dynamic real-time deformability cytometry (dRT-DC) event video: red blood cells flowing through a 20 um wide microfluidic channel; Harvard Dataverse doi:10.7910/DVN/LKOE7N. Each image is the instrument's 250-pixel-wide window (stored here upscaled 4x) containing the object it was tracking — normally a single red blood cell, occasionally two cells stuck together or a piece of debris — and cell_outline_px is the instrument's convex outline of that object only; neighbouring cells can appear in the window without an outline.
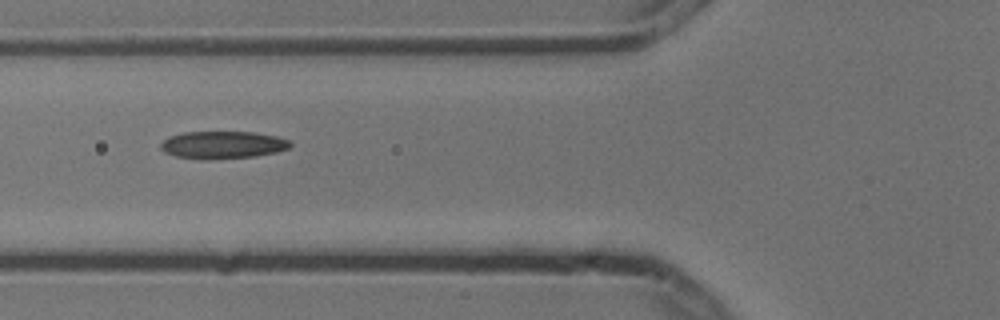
{"species": "common noctule bat (a hibernating species)", "species_latin": "Nyctalus noctula", "temperature_condition": "cold", "stored_images_in_passage": 8, "camera_frame_rate_fps": 3000, "um_per_image_px": 0.085, "animal": {"sex": "male", "body_mass_g": 13.3}, "frame": {"image": 1, "passage_image": 3, "time_ms": 0.667, "image_size_px": [1000, 320], "cell_outline_px": [[292, 144], [288, 148], [276, 152], [252, 156], [176, 156], [164, 152], [160, 148], [160, 144], [168, 136], [184, 132], [252, 132], [276, 136], [288, 140]], "centroid_in_image_um": [18.94, 12.25], "position_along_channel_um": 106.9, "area_um2": 19.54}}
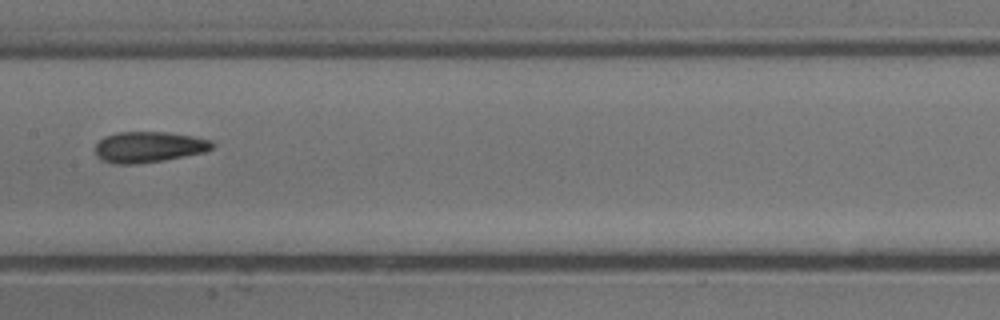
{"frame": {"image": 2, "passage_image": 5, "time_ms": 1.333, "image_size_px": [1000, 320], "cell_outline_px": [[216, 144], [212, 148], [204, 152], [164, 160], [132, 164], [112, 164], [100, 160], [96, 156], [96, 144], [104, 136], [116, 132], [168, 132], [192, 136], [212, 140]], "centroid_in_image_um": [12.63, 12.49], "position_along_channel_um": 194.8, "area_um2": 21.15}}
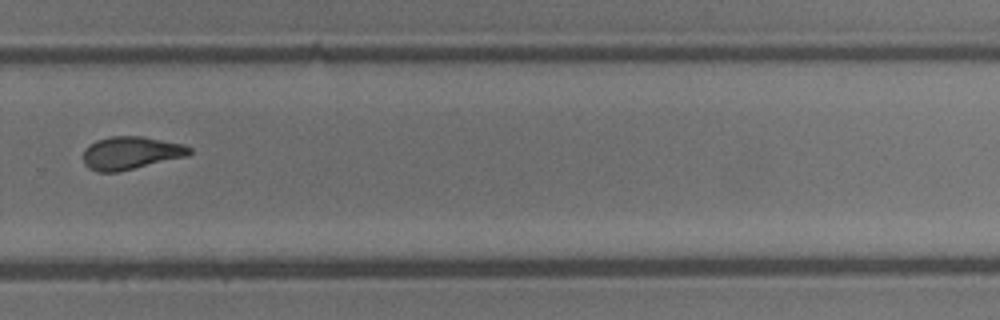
{"frame": {"image": 3, "passage_image": 8, "time_ms": 2.333, "image_size_px": [1000, 320], "cell_outline_px": [[192, 152], [188, 156], [120, 172], [96, 172], [88, 168], [84, 164], [84, 148], [88, 144], [96, 140], [112, 136], [140, 136], [184, 144], [192, 148]], "centroid_in_image_um": [11.12, 13.01], "position_along_channel_um": 318.7, "area_um2": 20.63}}